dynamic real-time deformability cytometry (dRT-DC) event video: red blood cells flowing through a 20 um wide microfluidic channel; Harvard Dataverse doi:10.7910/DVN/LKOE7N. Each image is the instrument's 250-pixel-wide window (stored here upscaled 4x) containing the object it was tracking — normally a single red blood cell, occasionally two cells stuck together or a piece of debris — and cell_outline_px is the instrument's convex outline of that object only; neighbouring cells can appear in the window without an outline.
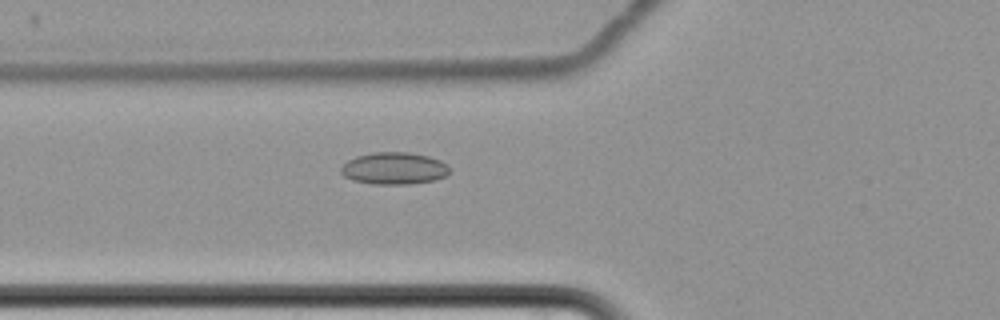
{"species": "common noctule bat (a hibernating species)", "species_latin": "Nyctalus noctula", "temperature_condition": "cold", "stored_images_in_passage": 5, "camera_frame_rate_fps": 3000, "um_per_image_px": 0.085, "animal": {"sex": "female", "body_mass_g": 22.7, "forearm_length_mm": 54.2}, "frame": {"image": 1, "passage_image": 5, "time_ms": 5.667, "image_size_px": [1000, 320], "cell_outline_px": [[448, 172], [444, 176], [436, 180], [408, 184], [372, 184], [352, 180], [344, 176], [340, 172], [340, 168], [348, 160], [356, 156], [372, 152], [408, 152], [428, 156], [440, 160], [448, 164]], "centroid_in_image_um": [33.47, 14.31], "position_along_channel_um": 92.3, "area_um2": 20.35}}